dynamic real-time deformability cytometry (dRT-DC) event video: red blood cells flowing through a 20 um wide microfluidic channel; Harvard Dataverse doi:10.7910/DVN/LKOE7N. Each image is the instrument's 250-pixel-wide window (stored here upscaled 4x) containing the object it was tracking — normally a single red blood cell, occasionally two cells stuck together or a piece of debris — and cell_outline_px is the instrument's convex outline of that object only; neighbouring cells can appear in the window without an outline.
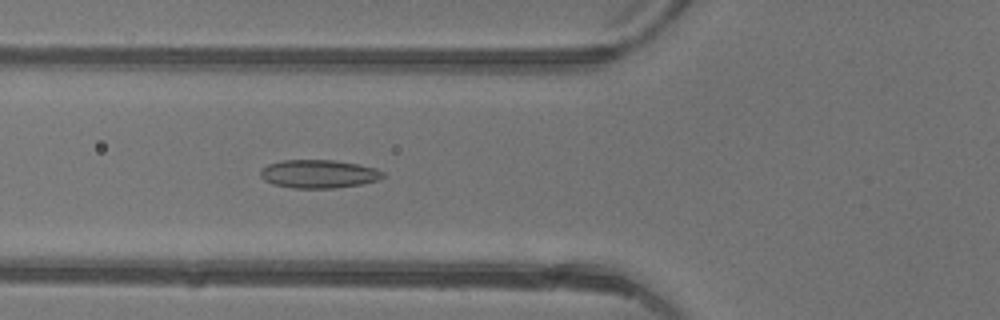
{"species": "common noctule bat (a hibernating species)", "species_latin": "Nyctalus noctula", "temperature_condition": "warm", "stored_images_in_passage": 46, "camera_frame_rate_fps": 3000, "um_per_image_px": 0.085, "animal": {"sex": "female"}, "frame": {"image": 1, "passage_image": 17, "time_ms": 5.333, "image_size_px": [1000, 320], "cell_outline_px": [[384, 176], [376, 180], [360, 184], [336, 188], [292, 188], [272, 184], [264, 180], [260, 176], [260, 168], [268, 164], [284, 160], [336, 160], [376, 168], [384, 172]], "centroid_in_image_um": [27.05, 14.78], "position_along_channel_um": 98.8, "area_um2": 20.23}}
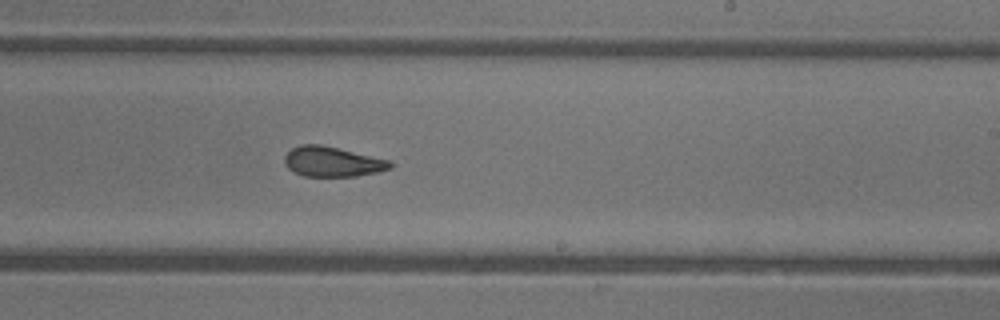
{"frame": {"image": 2, "passage_image": 28, "time_ms": 9.0, "image_size_px": [1000, 320], "cell_outline_px": [[392, 168], [376, 172], [356, 176], [304, 176], [292, 172], [284, 164], [284, 156], [292, 148], [300, 144], [320, 144], [392, 160]], "centroid_in_image_um": [28.24, 13.74], "position_along_channel_um": 260.8, "area_um2": 18.61}}
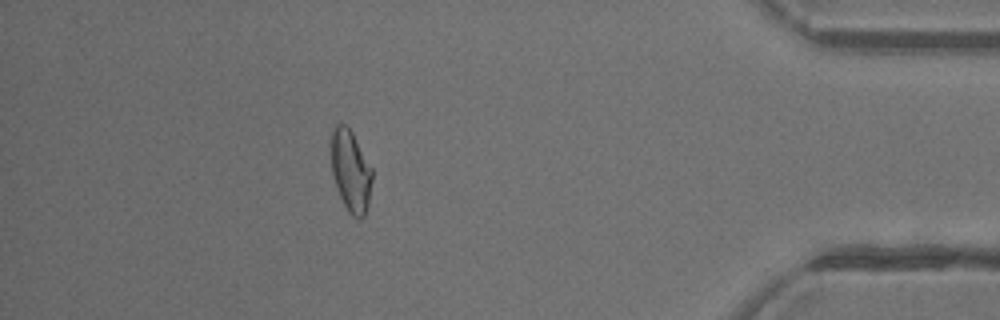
{"frame": {"image": 3, "passage_image": 41, "time_ms": 13.333, "image_size_px": [1000, 320], "cell_outline_px": [[372, 180], [368, 204], [364, 216], [352, 216], [348, 212], [336, 188], [332, 172], [328, 144], [332, 132], [336, 124], [344, 124], [352, 132], [372, 168]], "centroid_in_image_um": [29.76, 14.48], "position_along_channel_um": 405.4, "area_um2": 19.71}, "authors_computed_cell_mechanics": {"area_um2": 19.6809, "velocity_mm_per_s": 4.4181, "shape_relaxation_time_tau1_ms": null, "shape_relaxation_time_tau2_ms": 2.1958, "deformation_change_tau1": null, "deformation_change_tau2": 0.0768}}